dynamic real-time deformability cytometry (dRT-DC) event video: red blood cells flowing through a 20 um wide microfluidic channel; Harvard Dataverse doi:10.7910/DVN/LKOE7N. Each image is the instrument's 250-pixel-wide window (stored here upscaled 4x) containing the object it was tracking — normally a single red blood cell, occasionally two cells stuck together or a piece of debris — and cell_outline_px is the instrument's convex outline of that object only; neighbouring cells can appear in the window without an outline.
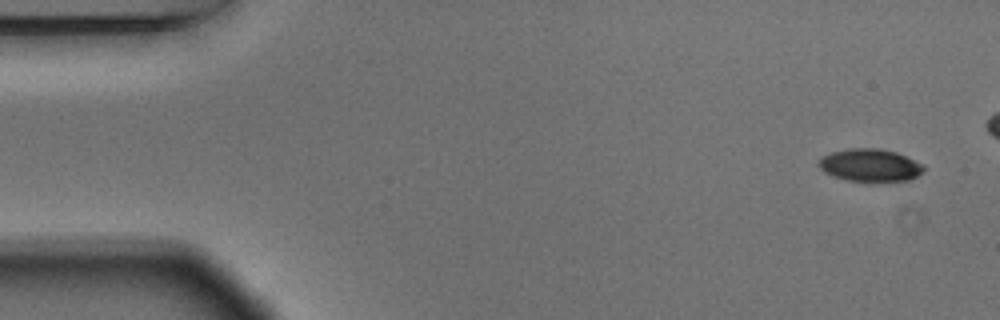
{"species": "Egyptian fruit bat (a non-hibernating species)", "species_latin": "Rousettus aegyptiacus", "temperature_condition": "warm", "stored_images_in_passage": 6, "camera_frame_rate_fps": 3000, "um_per_image_px": 0.085, "animal": {"sex": "male"}, "frame": {"image": 1, "passage_image": 1, "time_ms": 0.0, "image_size_px": [1000, 320], "cell_outline_px": [[924, 172], [908, 180], [868, 184], [848, 180], [832, 176], [824, 172], [820, 168], [820, 156], [832, 152], [848, 148], [880, 148], [896, 152], [924, 164]], "centroid_in_image_um": [73.97, 14.07], "position_along_channel_um": 11.0, "area_um2": 20.58}}
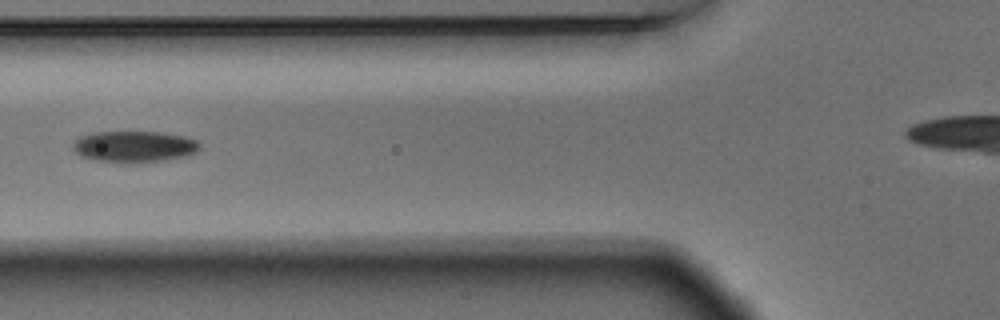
{"frame": {"image": 2, "passage_image": 6, "time_ms": 1.667, "image_size_px": [1000, 320], "cell_outline_px": [[200, 144], [196, 152], [188, 156], [164, 160], [136, 164], [124, 164], [96, 160], [80, 156], [72, 148], [72, 144], [80, 136], [92, 132], [160, 132], [184, 136], [196, 140]], "centroid_in_image_um": [11.39, 12.48], "position_along_channel_um": 114.4, "area_um2": 23.52}}